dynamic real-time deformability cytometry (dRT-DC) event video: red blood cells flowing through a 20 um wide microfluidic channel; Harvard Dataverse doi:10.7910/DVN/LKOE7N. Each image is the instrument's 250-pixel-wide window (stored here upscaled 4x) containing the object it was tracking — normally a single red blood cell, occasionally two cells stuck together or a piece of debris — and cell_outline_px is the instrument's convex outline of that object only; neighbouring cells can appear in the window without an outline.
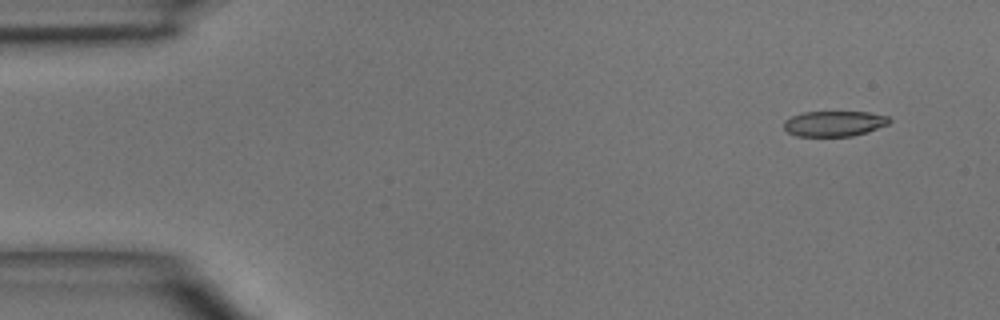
{"species": "common noctule bat (a hibernating species)", "species_latin": "Nyctalus noctula", "temperature_condition": "room temperature", "stored_images_in_passage": 5, "camera_frame_rate_fps": 3000, "um_per_image_px": 0.085, "animal": {"sex": "male", "body_mass_g": 15.6}, "frame": {"image": 1, "passage_image": 2, "time_ms": 1.0, "image_size_px": [1000, 320], "cell_outline_px": [[892, 120], [888, 124], [852, 136], [796, 136], [788, 132], [784, 128], [784, 120], [792, 116], [804, 112], [868, 112], [888, 116]], "centroid_in_image_um": [70.89, 10.5], "position_along_channel_um": 14.1, "area_um2": 15.49}}
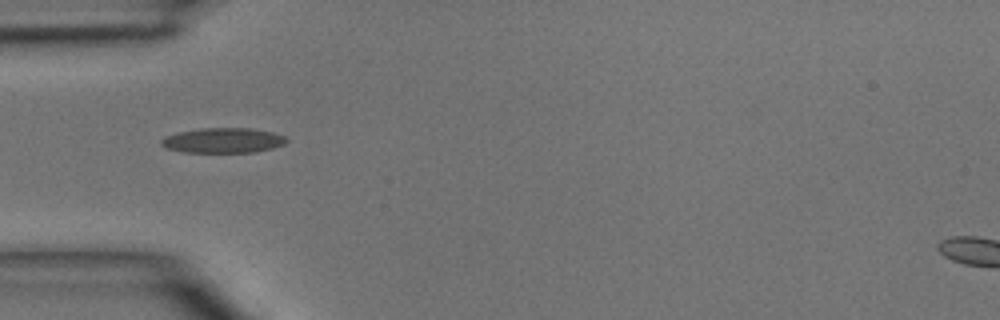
{"frame": {"image": 2, "passage_image": 5, "time_ms": 4.667, "image_size_px": [1000, 320], "cell_outline_px": [[288, 140], [284, 144], [272, 148], [256, 152], [184, 152], [164, 148], [160, 144], [160, 140], [164, 136], [176, 132], [200, 128], [252, 128], [272, 132], [284, 136]], "centroid_in_image_um": [18.91, 11.93], "position_along_channel_um": 66.1, "area_um2": 18.44}}